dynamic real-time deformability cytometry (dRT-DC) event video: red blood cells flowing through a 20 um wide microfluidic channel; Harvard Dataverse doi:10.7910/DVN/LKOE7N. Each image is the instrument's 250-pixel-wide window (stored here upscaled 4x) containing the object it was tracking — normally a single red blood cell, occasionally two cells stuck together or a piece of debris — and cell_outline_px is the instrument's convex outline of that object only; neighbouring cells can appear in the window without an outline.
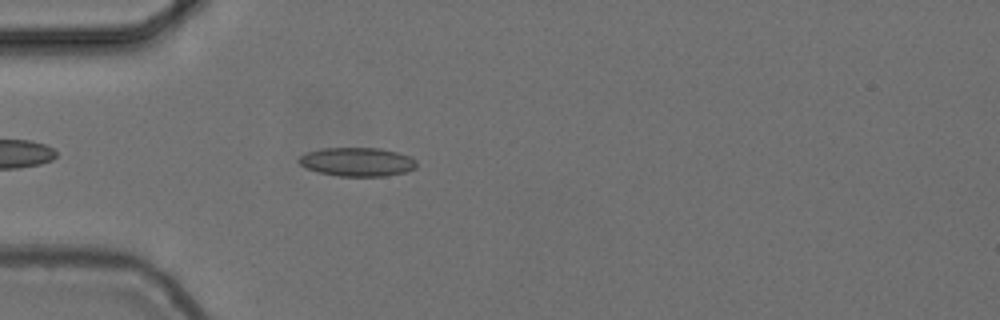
{"species": "common noctule bat (a hibernating species)", "species_latin": "Nyctalus noctula", "temperature_condition": "cold", "stored_images_in_passage": 41, "camera_frame_rate_fps": 3000, "um_per_image_px": 0.085, "animal": {"sex": "female", "body_mass_g": 24.6, "forearm_length_mm": 56.2}, "frame": {"image": 1, "passage_image": 2, "time_ms": 0.333, "image_size_px": [1000, 320], "cell_outline_px": [[416, 168], [404, 172], [388, 176], [340, 176], [320, 172], [308, 168], [300, 164], [296, 160], [300, 156], [308, 152], [320, 148], [380, 148], [412, 156], [416, 160]], "centroid_in_image_um": [30.39, 13.75], "position_along_channel_um": 54.6, "area_um2": 19.71}}
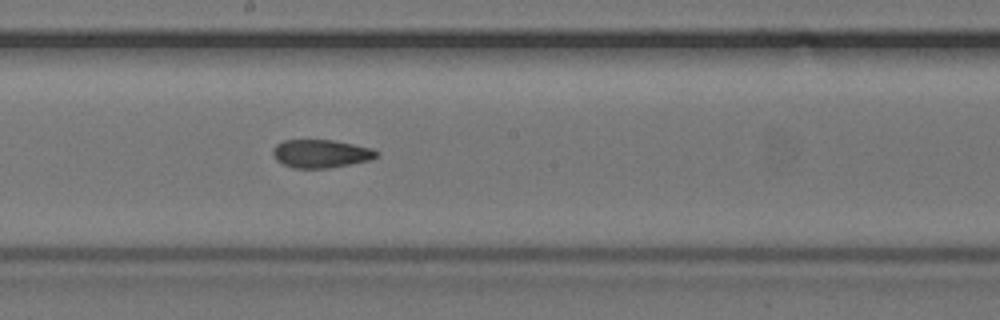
{"frame": {"image": 2, "passage_image": 16, "time_ms": 5.0, "image_size_px": [1000, 320], "cell_outline_px": [[380, 152], [372, 160], [328, 168], [292, 168], [276, 160], [272, 152], [272, 148], [276, 144], [284, 140], [332, 140], [372, 148]], "centroid_in_image_um": [27.27, 13.06], "position_along_channel_um": 220.9, "area_um2": 17.05}}
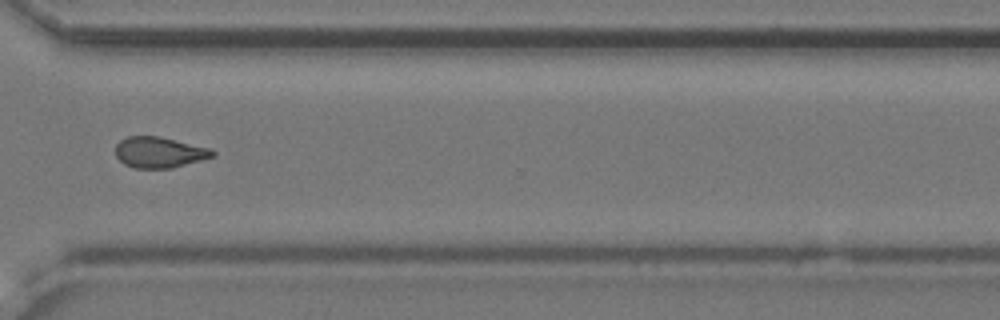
{"frame": {"image": 3, "passage_image": 27, "time_ms": 8.667, "image_size_px": [1000, 320], "cell_outline_px": [[216, 156], [172, 168], [136, 168], [124, 164], [116, 156], [116, 144], [120, 140], [128, 136], [160, 136], [212, 148], [216, 152]], "centroid_in_image_um": [13.58, 12.94], "position_along_channel_um": 357.0, "area_um2": 17.63}, "authors_computed_cell_mechanics": {"area_um2": 17.629, "velocity_mm_per_s": 3.729, "shape_relaxation_time_tau1_ms": null, "shape_relaxation_time_tau2_ms": 2.9892, "deformation_change_tau1": null, "deformation_change_tau2": 0.0833}}